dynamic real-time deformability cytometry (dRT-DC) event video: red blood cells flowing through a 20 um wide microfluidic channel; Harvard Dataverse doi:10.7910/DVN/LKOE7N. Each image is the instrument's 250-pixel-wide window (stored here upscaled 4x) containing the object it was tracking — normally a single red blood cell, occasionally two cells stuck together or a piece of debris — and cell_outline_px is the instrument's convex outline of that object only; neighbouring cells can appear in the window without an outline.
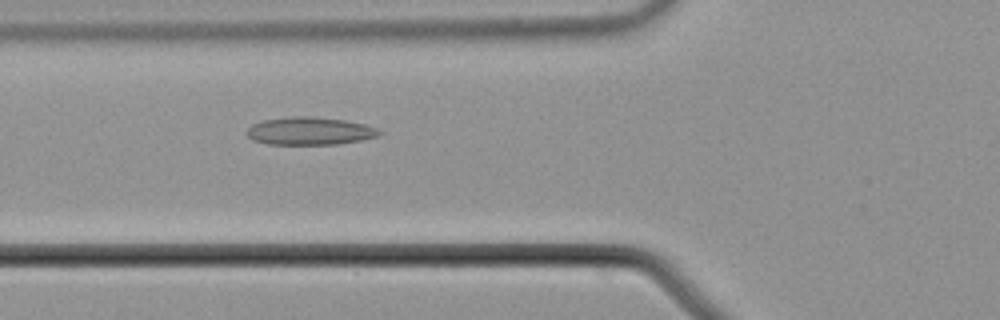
{"species": "common noctule bat (a hibernating species)", "species_latin": "Nyctalus noctula", "temperature_condition": "cold", "stored_images_in_passage": 40, "camera_frame_rate_fps": 3000, "um_per_image_px": 0.085, "animal": {"sex": "male", "body_mass_g": 21.5, "forearm_length_mm": 52.0}, "frame": {"image": 1, "passage_image": 5, "time_ms": 1.333, "image_size_px": [1000, 320], "cell_outline_px": [[384, 132], [376, 136], [360, 140], [340, 144], [268, 144], [252, 140], [244, 132], [252, 124], [264, 120], [292, 116], [312, 116], [344, 120], [364, 124], [376, 128]], "centroid_in_image_um": [26.3, 11.13], "position_along_channel_um": 99.5, "area_um2": 21.44}}
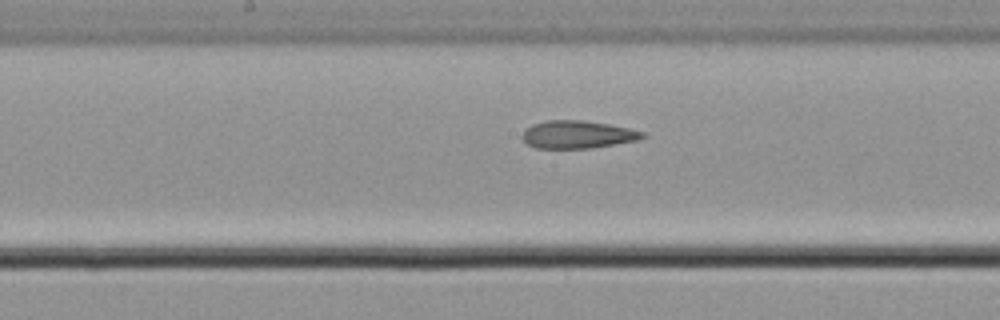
{"frame": {"image": 2, "passage_image": 13, "time_ms": 4.0, "image_size_px": [1000, 320], "cell_outline_px": [[648, 136], [640, 140], [592, 148], [536, 148], [528, 144], [520, 136], [532, 124], [544, 120], [584, 120], [608, 124], [628, 128], [644, 132]], "centroid_in_image_um": [49.13, 11.43], "position_along_channel_um": 199.1, "area_um2": 19.54}}
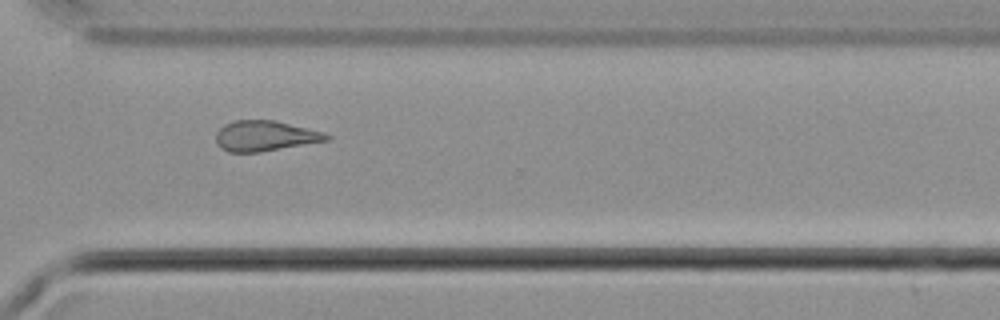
{"frame": {"image": 3, "passage_image": 25, "time_ms": 8.0, "image_size_px": [1000, 320], "cell_outline_px": [[332, 140], [260, 152], [228, 152], [220, 148], [216, 144], [216, 132], [224, 124], [236, 120], [276, 120], [324, 132], [332, 136]], "centroid_in_image_um": [22.56, 11.55], "position_along_channel_um": 348.0, "area_um2": 19.88}, "authors_computed_cell_mechanics": {"area_um2": 20.1722, "velocity_mm_per_s": 3.7246, "shape_relaxation_time_tau1_ms": null, "shape_relaxation_time_tau2_ms": 2.5066, "deformation_change_tau1": null, "deformation_change_tau2": 0.1204}}